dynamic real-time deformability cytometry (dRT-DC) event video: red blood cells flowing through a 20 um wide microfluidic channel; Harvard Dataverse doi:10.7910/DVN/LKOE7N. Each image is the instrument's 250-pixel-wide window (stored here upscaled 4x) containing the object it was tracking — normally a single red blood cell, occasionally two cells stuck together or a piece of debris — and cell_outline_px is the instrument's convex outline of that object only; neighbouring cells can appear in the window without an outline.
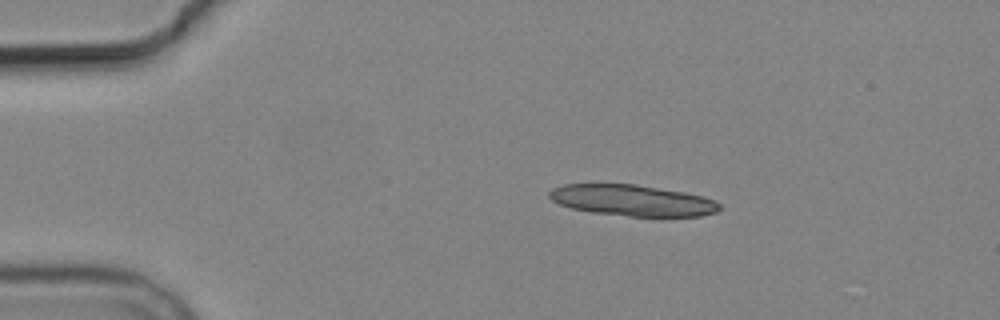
{"species": "common noctule bat (a hibernating species)", "species_latin": "Nyctalus noctula", "temperature_condition": "cold", "stored_images_in_passage": 5, "segment_of_instrument_passage": [1, 2], "camera_frame_rate_fps": 3000, "um_per_image_px": 0.085, "animal": {"sex": "male", "body_mass_g": 19.2, "forearm_length_mm": 51.8}, "frame": {"image": 1, "passage_image": 3, "time_ms": 2.333, "image_size_px": [1000, 320], "cell_outline_px": [[720, 208], [716, 212], [700, 216], [628, 216], [592, 212], [572, 208], [560, 204], [552, 200], [548, 196], [548, 192], [552, 188], [564, 184], [636, 184], [684, 192], [704, 196], [716, 200], [720, 204]], "centroid_in_image_um": [53.76, 17.02], "position_along_channel_um": 31.2, "area_um2": 30.87}}